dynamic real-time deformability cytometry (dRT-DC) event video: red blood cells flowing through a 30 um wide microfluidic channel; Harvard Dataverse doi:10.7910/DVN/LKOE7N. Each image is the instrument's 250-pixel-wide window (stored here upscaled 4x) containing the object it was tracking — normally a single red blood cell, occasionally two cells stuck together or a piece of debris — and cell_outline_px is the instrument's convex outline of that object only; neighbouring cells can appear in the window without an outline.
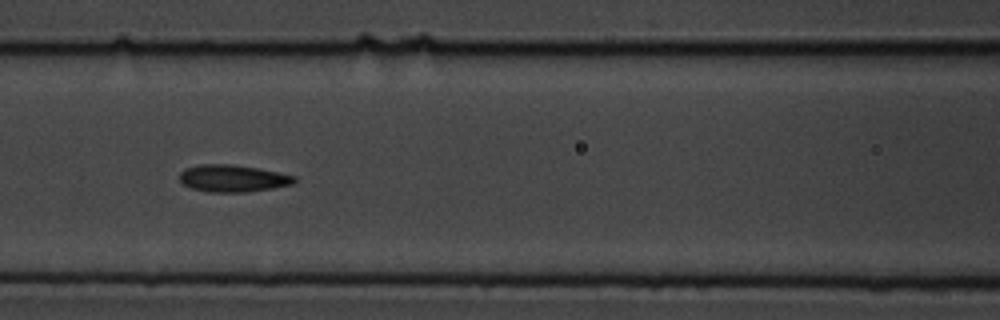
{"species": "common noctule bat (a hibernating species)", "species_latin": "Nyctalus noctula", "temperature_condition": "cold", "stored_images_in_passage": 17, "camera_frame_rate_fps": 3000, "um_per_image_px": 0.085, "animal": {"sex": "male", "body_mass_g": 19.5, "forearm_length_mm": 54.6}, "frame": {"image": 1, "passage_image": 8, "time_ms": 8.0, "image_size_px": [1000, 320], "cell_outline_px": [[296, 180], [292, 184], [272, 188], [244, 192], [208, 192], [192, 188], [184, 184], [180, 180], [180, 172], [184, 168], [200, 164], [232, 164], [260, 168], [296, 176]], "centroid_in_image_um": [19.78, 15.15], "position_along_channel_um": 146.8, "area_um2": 18.15}}
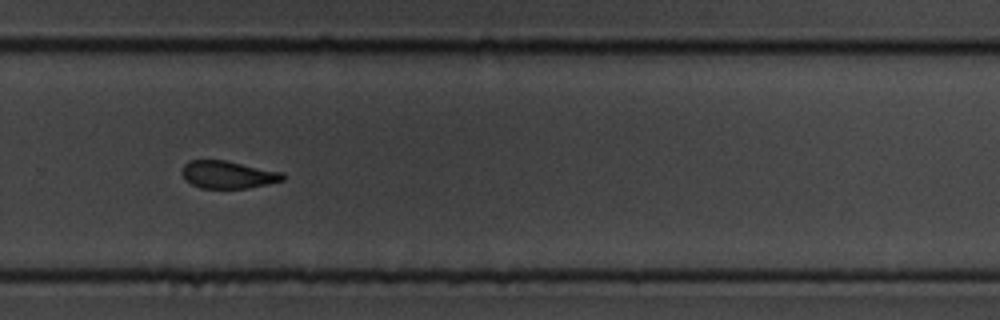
{"frame": {"image": 2, "passage_image": 12, "time_ms": 12.667, "image_size_px": [1000, 320], "cell_outline_px": [[284, 180], [268, 184], [248, 188], [200, 188], [192, 184], [180, 172], [184, 164], [188, 160], [224, 160], [284, 172]], "centroid_in_image_um": [19.39, 14.84], "position_along_channel_um": 310.4, "area_um2": 16.18}}
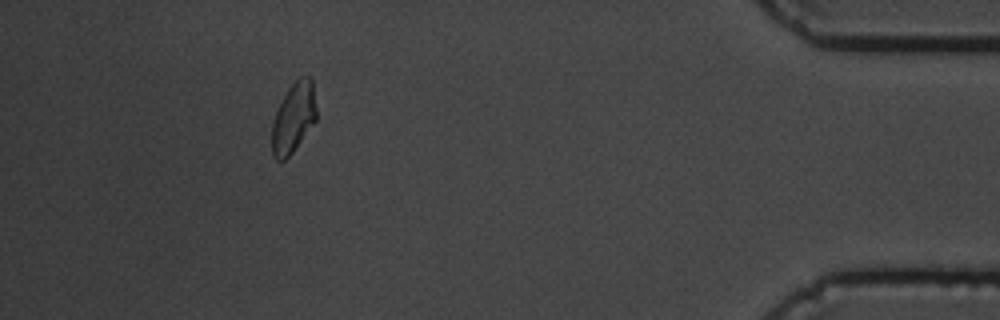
{"frame": {"image": 3, "passage_image": 17, "time_ms": 19.333, "image_size_px": [1000, 320], "cell_outline_px": [[316, 120], [292, 152], [284, 160], [276, 160], [272, 152], [272, 124], [276, 112], [288, 88], [300, 76], [312, 76], [316, 108]], "centroid_in_image_um": [24.96, 9.98], "position_along_channel_um": 410.2, "area_um2": 17.92}, "authors_computed_cell_mechanics": {"area_um2": 17.9758, "velocity_mm_per_s": 3.5252, "shape_relaxation_time_tau1_ms": 2.3857, "shape_relaxation_time_tau2_ms": 1.728, "deformation_change_tau1": 0.095, "deformation_change_tau2": 0.0658}}